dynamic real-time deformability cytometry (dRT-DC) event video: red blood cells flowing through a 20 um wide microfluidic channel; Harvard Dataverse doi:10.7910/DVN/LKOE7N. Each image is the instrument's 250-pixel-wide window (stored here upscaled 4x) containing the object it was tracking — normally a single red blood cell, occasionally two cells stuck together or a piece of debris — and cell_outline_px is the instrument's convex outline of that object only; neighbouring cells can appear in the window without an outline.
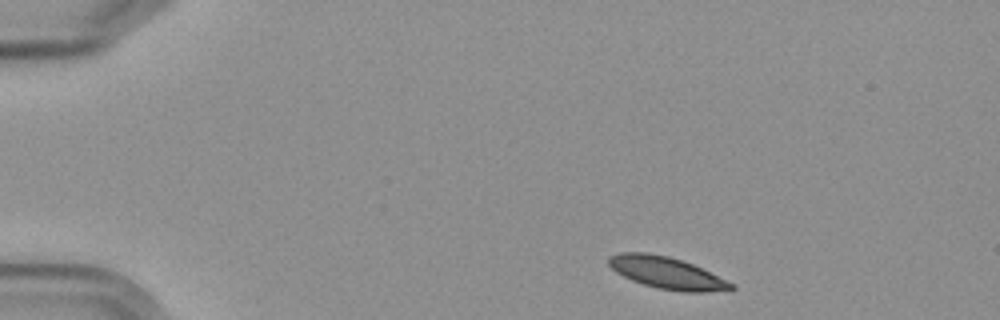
{"species": "Egyptian fruit bat (a non-hibernating species)", "species_latin": "Rousettus aegyptiacus", "temperature_condition": "cold", "stored_images_in_passage": 8, "camera_frame_rate_fps": 3000, "um_per_image_px": 0.085, "frame": {"image": 1, "passage_image": 1, "time_ms": 0.0, "image_size_px": [1000, 320], "cell_outline_px": [[736, 288], [732, 292], [680, 292], [656, 288], [632, 280], [616, 272], [608, 264], [608, 256], [620, 252], [644, 252], [668, 256], [692, 264], [736, 284]], "centroid_in_image_um": [56.74, 23.22], "position_along_channel_um": 28.3, "area_um2": 23.06}}
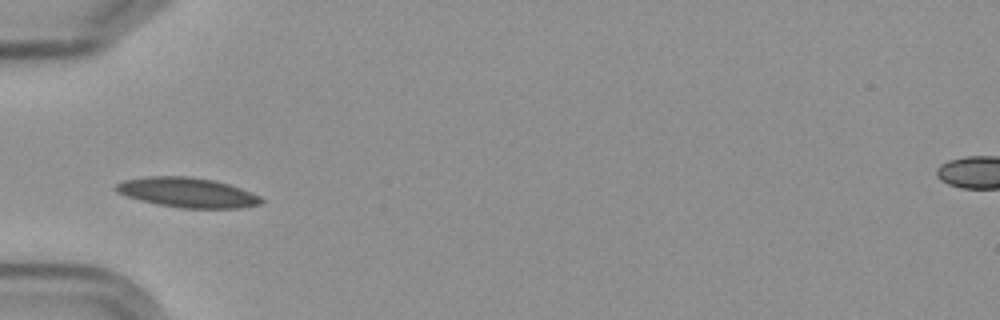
{"frame": {"image": 2, "passage_image": 4, "time_ms": 3.333, "image_size_px": [1000, 320], "cell_outline_px": [[264, 200], [260, 204], [240, 208], [180, 208], [156, 204], [124, 196], [116, 192], [112, 188], [116, 184], [124, 180], [152, 176], [188, 176], [212, 180], [228, 184], [252, 192], [260, 196]], "centroid_in_image_um": [15.89, 16.37], "position_along_channel_um": 69.1, "area_um2": 25.32}}
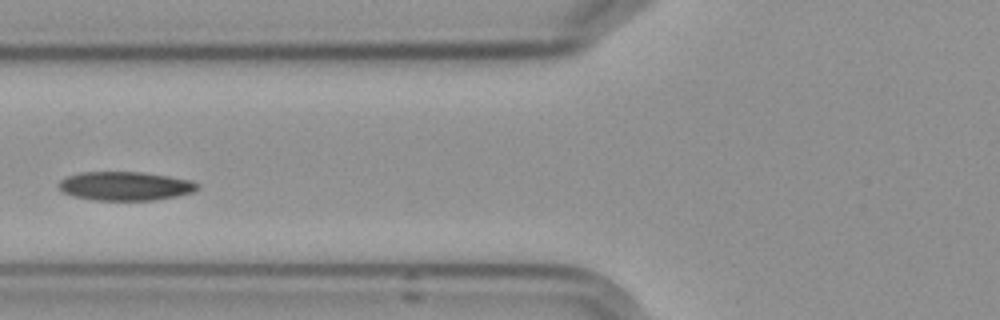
{"frame": {"image": 3, "passage_image": 5, "time_ms": 4.667, "image_size_px": [1000, 320], "cell_outline_px": [[200, 188], [192, 192], [176, 196], [156, 200], [96, 200], [72, 196], [60, 192], [56, 184], [60, 180], [68, 176], [80, 172], [140, 172], [168, 176], [192, 180], [200, 184]], "centroid_in_image_um": [10.62, 15.81], "position_along_channel_um": 115.2, "area_um2": 23.52}}